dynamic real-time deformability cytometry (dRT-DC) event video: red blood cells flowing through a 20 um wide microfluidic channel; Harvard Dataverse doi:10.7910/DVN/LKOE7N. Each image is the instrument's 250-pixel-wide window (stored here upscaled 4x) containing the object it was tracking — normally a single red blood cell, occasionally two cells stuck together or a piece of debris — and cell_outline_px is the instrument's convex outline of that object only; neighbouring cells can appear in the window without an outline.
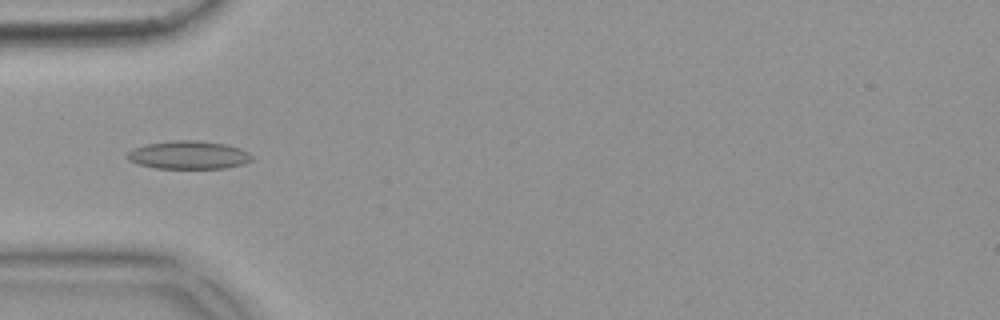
{"species": "common noctule bat (a hibernating species)", "species_latin": "Nyctalus noctula", "temperature_condition": "warm", "stored_images_in_passage": 7, "camera_frame_rate_fps": 3000, "um_per_image_px": 0.085, "animal": {"sex": "female", "body_mass_g": 18.4}, "frame": {"image": 1, "passage_image": 4, "time_ms": 1.0, "image_size_px": [1000, 320], "cell_outline_px": [[252, 160], [244, 164], [224, 168], [156, 168], [140, 164], [128, 160], [124, 156], [128, 152], [136, 148], [148, 144], [172, 140], [192, 140], [224, 144], [240, 148], [248, 152], [252, 156]], "centroid_in_image_um": [16.04, 13.18], "position_along_channel_um": 69.0, "area_um2": 20.23}}